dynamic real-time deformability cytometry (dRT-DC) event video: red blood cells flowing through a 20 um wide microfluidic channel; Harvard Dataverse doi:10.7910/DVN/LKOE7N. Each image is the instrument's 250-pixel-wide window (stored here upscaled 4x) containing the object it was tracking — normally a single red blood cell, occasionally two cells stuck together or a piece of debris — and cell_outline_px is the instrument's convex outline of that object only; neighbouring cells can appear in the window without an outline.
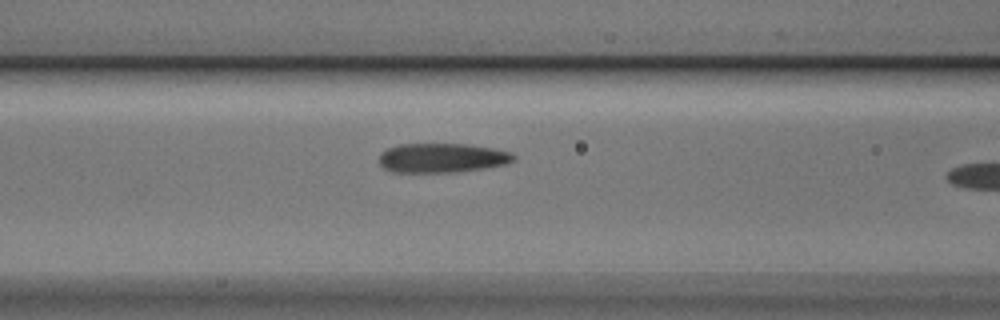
{"species": "Egyptian fruit bat (a non-hibernating species)", "species_latin": "Rousettus aegyptiacus", "temperature_condition": "cold", "stored_images_in_passage": 7, "segment_of_instrument_passage": [1, 2], "camera_frame_rate_fps": 3000, "um_per_image_px": 0.085, "animal": {"sex": "male"}, "frame": {"image": 1, "passage_image": 6, "time_ms": 1.667, "image_size_px": [1000, 320], "cell_outline_px": [[516, 160], [508, 164], [484, 168], [456, 172], [392, 172], [384, 168], [380, 164], [380, 152], [388, 148], [400, 144], [468, 144], [492, 148], [512, 152], [516, 156]], "centroid_in_image_um": [37.61, 13.42], "position_along_channel_um": 129.0, "area_um2": 23.18}}